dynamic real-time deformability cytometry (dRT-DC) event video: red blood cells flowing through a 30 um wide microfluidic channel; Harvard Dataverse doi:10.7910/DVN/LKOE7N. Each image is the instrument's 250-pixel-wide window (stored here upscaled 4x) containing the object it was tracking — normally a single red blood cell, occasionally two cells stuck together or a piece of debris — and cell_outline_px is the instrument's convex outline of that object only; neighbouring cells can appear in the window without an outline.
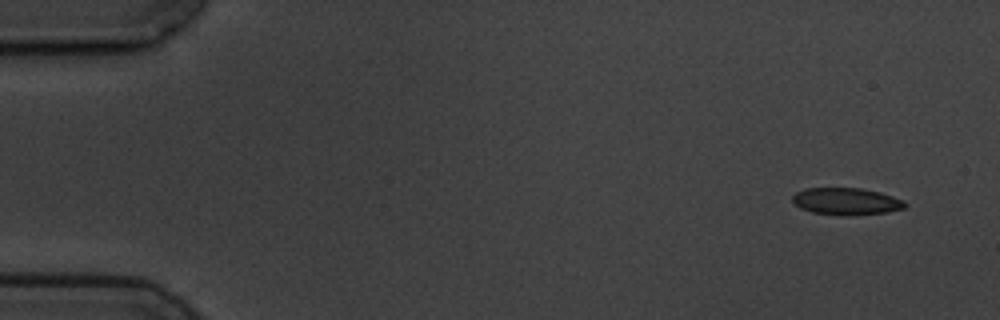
{"species": "common noctule bat (a hibernating species)", "species_latin": "Nyctalus noctula", "temperature_condition": "cold", "stored_images_in_passage": 10, "camera_frame_rate_fps": 3000, "um_per_image_px": 0.085, "animal": {"sex": "male", "body_mass_g": 19.5, "forearm_length_mm": 54.6}, "frame": {"image": 1, "passage_image": 1, "time_ms": 0.0, "image_size_px": [1000, 320], "cell_outline_px": [[908, 204], [904, 208], [888, 212], [840, 216], [812, 212], [800, 208], [792, 200], [792, 196], [796, 192], [804, 188], [860, 188], [880, 192], [904, 200]], "centroid_in_image_um": [71.93, 17.11], "position_along_channel_um": 13.1, "area_um2": 17.8}}
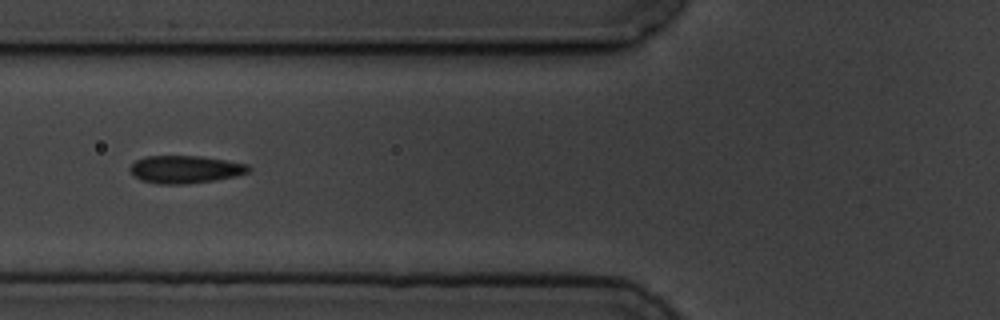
{"frame": {"image": 2, "passage_image": 6, "time_ms": 6.0, "image_size_px": [1000, 320], "cell_outline_px": [[252, 168], [248, 172], [236, 176], [216, 180], [188, 184], [160, 184], [140, 180], [132, 176], [128, 168], [136, 160], [148, 156], [200, 156], [248, 164]], "centroid_in_image_um": [15.73, 14.4], "position_along_channel_um": 110.1, "area_um2": 19.25}}
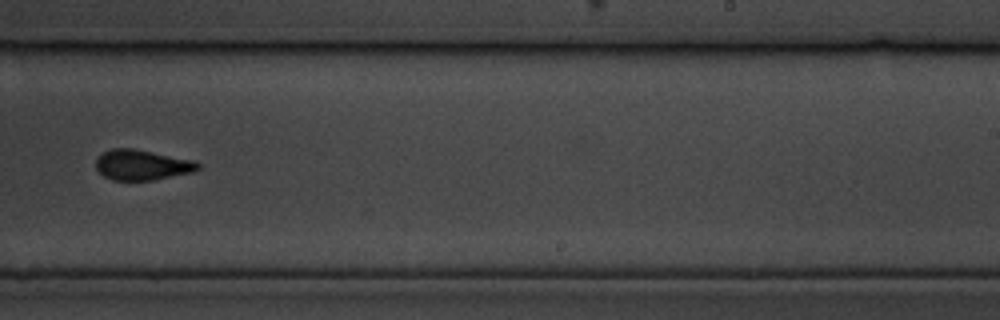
{"frame": {"image": 3, "passage_image": 10, "time_ms": 10.667, "image_size_px": [1000, 320], "cell_outline_px": [[200, 168], [196, 172], [152, 180], [112, 180], [104, 176], [96, 168], [96, 160], [104, 152], [112, 148], [132, 148], [196, 160], [200, 164]], "centroid_in_image_um": [12.13, 14.02], "position_along_channel_um": 276.9, "area_um2": 18.15}}